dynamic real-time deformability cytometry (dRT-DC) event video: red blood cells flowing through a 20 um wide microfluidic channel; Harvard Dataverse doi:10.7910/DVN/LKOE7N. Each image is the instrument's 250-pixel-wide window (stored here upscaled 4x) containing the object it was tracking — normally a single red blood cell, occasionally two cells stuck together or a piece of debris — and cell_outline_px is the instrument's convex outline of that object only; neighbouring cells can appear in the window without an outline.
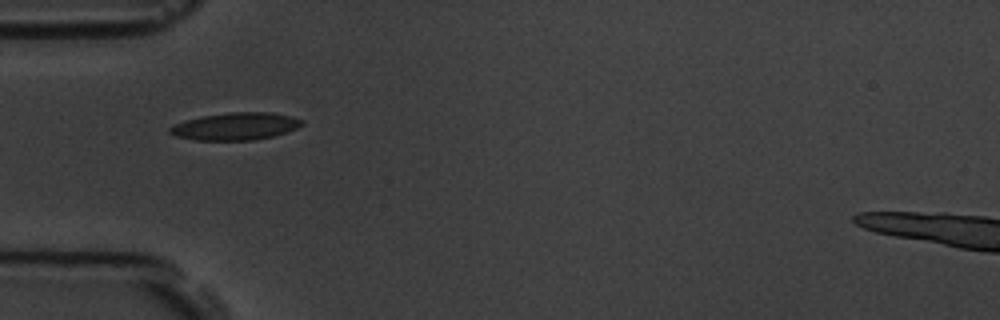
{"species": "common noctule bat (a hibernating species)", "species_latin": "Nyctalus noctula", "temperature_condition": "room temperature", "stored_images_in_passage": 3, "camera_frame_rate_fps": 3000, "um_per_image_px": 0.085, "animal": {"sex": "male", "body_mass_g": 19.5, "forearm_length_mm": 54.6}, "frame": {"image": 1, "passage_image": 2, "time_ms": 1.333, "image_size_px": [1000, 320], "cell_outline_px": [[304, 124], [296, 128], [272, 136], [256, 140], [196, 140], [176, 136], [168, 132], [168, 128], [172, 124], [200, 116], [228, 112], [272, 112], [304, 120]], "centroid_in_image_um": [19.97, 10.73], "position_along_channel_um": 65.0, "area_um2": 21.1}}
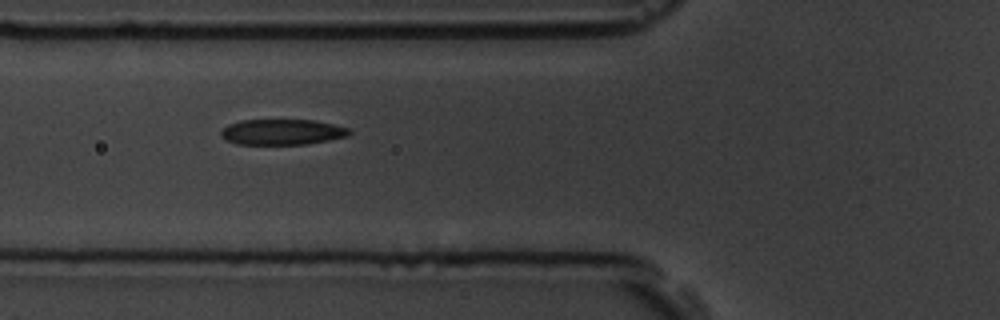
{"frame": {"image": 2, "passage_image": 3, "time_ms": 2.333, "image_size_px": [1000, 320], "cell_outline_px": [[352, 132], [348, 136], [308, 144], [236, 144], [224, 140], [220, 136], [220, 132], [228, 124], [240, 120], [316, 120], [348, 128]], "centroid_in_image_um": [23.95, 11.22], "position_along_channel_um": 101.8, "area_um2": 19.25}}